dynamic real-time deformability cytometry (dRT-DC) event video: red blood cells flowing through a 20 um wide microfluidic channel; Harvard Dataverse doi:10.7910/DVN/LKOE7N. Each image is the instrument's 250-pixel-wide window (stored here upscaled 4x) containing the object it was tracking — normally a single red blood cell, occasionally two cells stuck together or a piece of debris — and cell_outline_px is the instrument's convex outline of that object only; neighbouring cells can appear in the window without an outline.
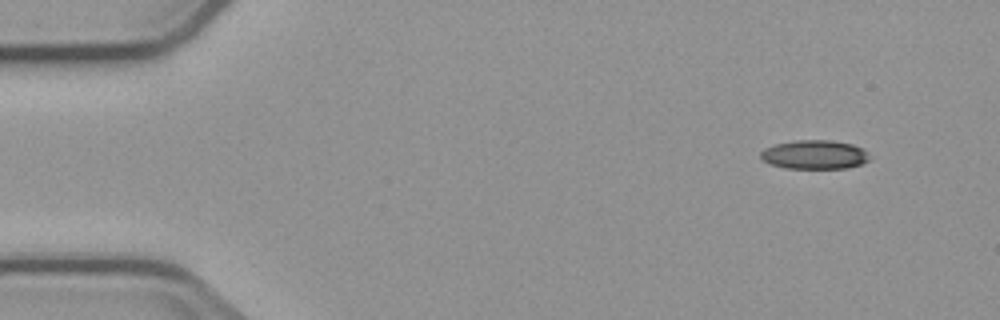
{"species": "common noctule bat (a hibernating species)", "species_latin": "Nyctalus noctula", "temperature_condition": "cold", "stored_images_in_passage": 3, "camera_frame_rate_fps": 3000, "um_per_image_px": 0.085, "animal": {"sex": "male", "body_mass_g": 23.1, "forearm_length_mm": 52.7}, "frame": {"image": 1, "passage_image": 1, "time_ms": 0.0, "image_size_px": [1000, 320], "cell_outline_px": [[868, 160], [860, 164], [844, 168], [784, 168], [772, 164], [764, 160], [760, 156], [760, 152], [764, 148], [776, 144], [792, 140], [828, 140], [852, 144], [860, 148], [864, 152]], "centroid_in_image_um": [69.16, 13.13], "position_along_channel_um": 15.8, "area_um2": 17.98}}